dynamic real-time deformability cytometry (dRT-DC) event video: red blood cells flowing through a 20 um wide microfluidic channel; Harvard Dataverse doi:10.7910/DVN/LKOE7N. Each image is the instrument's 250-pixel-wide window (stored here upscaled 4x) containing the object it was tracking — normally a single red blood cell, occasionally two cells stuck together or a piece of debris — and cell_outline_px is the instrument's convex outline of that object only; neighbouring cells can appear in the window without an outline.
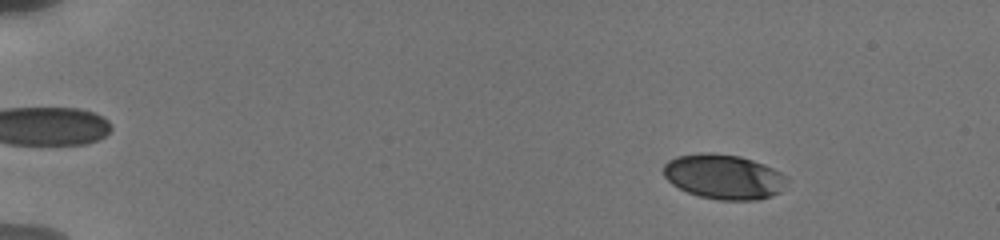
{"species": "human", "species_latin": "Homo sapiens", "temperature_condition": "cold", "stored_images_in_passage": 65, "camera_frame_rate_fps": 3000, "um_per_image_px": 0.085, "donor": {"sex": "male"}, "frame": {"image": 1, "passage_image": 8, "time_ms": 2.333, "image_size_px": [1000, 240], "cell_outline_px": [[788, 180], [780, 192], [772, 196], [756, 200], [720, 200], [700, 196], [688, 192], [672, 184], [664, 176], [664, 164], [668, 160], [676, 156], [700, 152], [708, 152], [740, 156], [764, 164], [780, 172]], "centroid_in_image_um": [61.51, 15.01], "position_along_channel_um": 23.5, "area_um2": 32.19}}
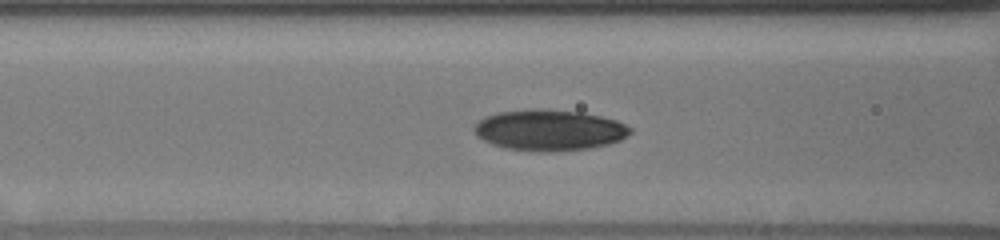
{"frame": {"image": 2, "passage_image": 27, "time_ms": 8.0, "image_size_px": [1000, 240], "cell_outline_px": [[632, 132], [620, 140], [608, 144], [588, 148], [552, 152], [536, 152], [504, 148], [492, 144], [476, 136], [472, 128], [484, 116], [496, 112], [580, 112], [600, 116], [616, 120], [632, 128]], "centroid_in_image_um": [46.68, 11.12], "position_along_channel_um": 119.9, "area_um2": 36.24}}
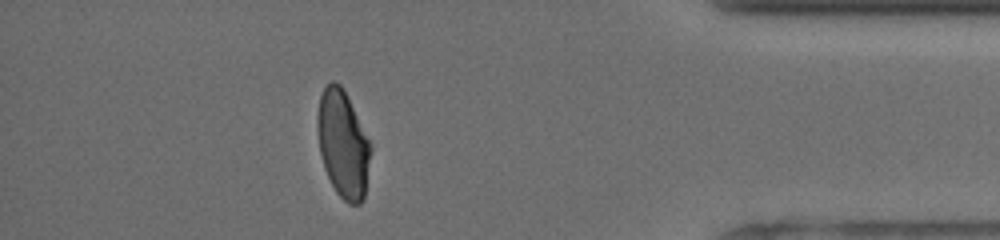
{"frame": {"image": 3, "passage_image": 58, "time_ms": 16.333, "image_size_px": [1000, 240], "cell_outline_px": [[372, 148], [364, 200], [360, 204], [348, 204], [336, 192], [324, 168], [320, 152], [316, 128], [316, 120], [320, 96], [324, 88], [332, 80], [340, 84], [344, 88], [348, 96]], "centroid_in_image_um": [29.15, 12.25], "position_along_channel_um": 406.1, "area_um2": 33.35}, "authors_computed_cell_mechanics": {"area_um2": 34.3332, "velocity_mm_per_s": 3.8075, "shape_relaxation_time_tau1_ms": 3.4403, "shape_relaxation_time_tau2_ms": 1.637, "deformation_change_tau1": 0.1388, "deformation_change_tau2": 0.065}}